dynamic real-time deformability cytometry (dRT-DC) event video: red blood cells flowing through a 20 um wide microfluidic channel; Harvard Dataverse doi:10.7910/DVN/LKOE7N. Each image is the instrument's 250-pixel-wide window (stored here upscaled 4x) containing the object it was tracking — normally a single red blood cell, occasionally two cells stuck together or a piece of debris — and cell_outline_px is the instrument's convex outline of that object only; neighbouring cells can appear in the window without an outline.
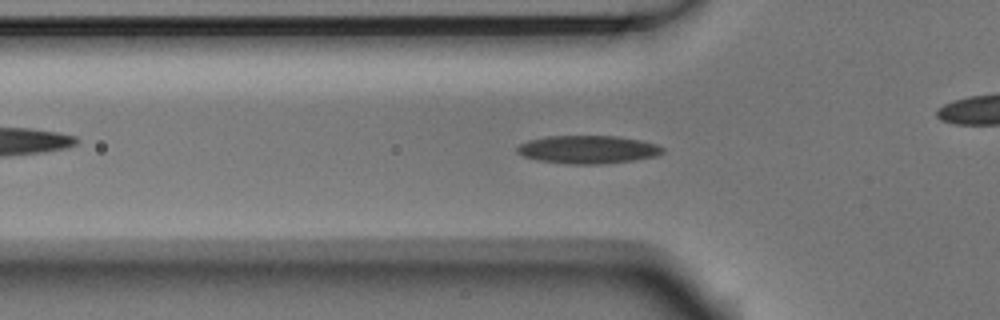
{"species": "Egyptian fruit bat (a non-hibernating species)", "species_latin": "Rousettus aegyptiacus", "temperature_condition": "room temperature", "stored_images_in_passage": 54, "camera_frame_rate_fps": 3000, "um_per_image_px": 0.085, "animal": {"sex": "male"}, "frame": {"image": 1, "passage_image": 17, "time_ms": 5.333, "image_size_px": [1000, 320], "cell_outline_px": [[664, 152], [656, 156], [632, 160], [600, 164], [568, 164], [540, 160], [524, 156], [516, 152], [516, 148], [520, 144], [528, 140], [548, 136], [616, 136], [640, 140], [656, 144], [664, 148]], "centroid_in_image_um": [49.97, 12.7], "position_along_channel_um": 75.8, "area_um2": 23.64}}
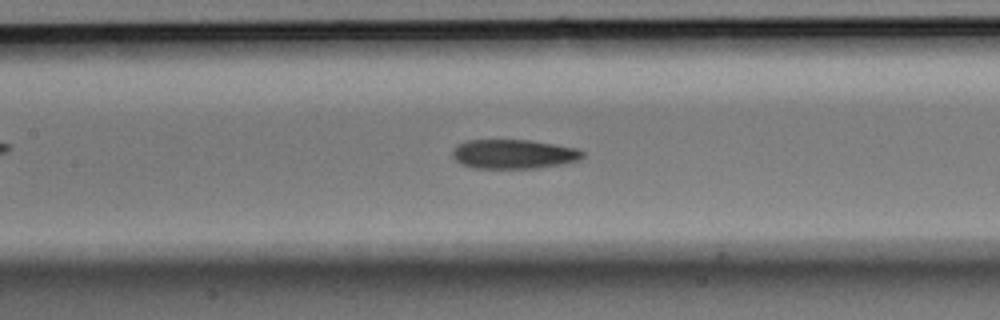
{"frame": {"image": 2, "passage_image": 24, "time_ms": 7.667, "image_size_px": [1000, 320], "cell_outline_px": [[584, 156], [580, 160], [564, 164], [536, 168], [472, 168], [460, 164], [452, 156], [452, 148], [456, 144], [468, 140], [528, 140], [576, 148], [584, 152]], "centroid_in_image_um": [43.63, 13.1], "position_along_channel_um": 163.8, "area_um2": 22.37}}
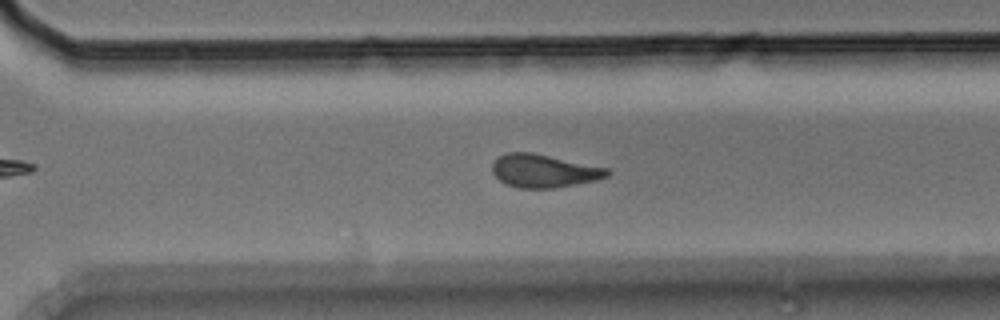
{"frame": {"image": 3, "passage_image": 37, "time_ms": 12.0, "image_size_px": [1000, 320], "cell_outline_px": [[612, 172], [608, 176], [596, 180], [552, 188], [520, 188], [508, 184], [500, 180], [492, 172], [492, 164], [500, 156], [508, 152], [532, 152], [608, 168]], "centroid_in_image_um": [46.24, 14.52], "position_along_channel_um": 324.4, "area_um2": 21.96}, "authors_computed_cell_mechanics": {"area_um2": 22.2241, "velocity_mm_per_s": 3.7166, "shape_relaxation_time_tau1_ms": 8.5438, "shape_relaxation_time_tau2_ms": 4.2613, "deformation_change_tau1": 0.1922, "deformation_change_tau2": 0.1197}}